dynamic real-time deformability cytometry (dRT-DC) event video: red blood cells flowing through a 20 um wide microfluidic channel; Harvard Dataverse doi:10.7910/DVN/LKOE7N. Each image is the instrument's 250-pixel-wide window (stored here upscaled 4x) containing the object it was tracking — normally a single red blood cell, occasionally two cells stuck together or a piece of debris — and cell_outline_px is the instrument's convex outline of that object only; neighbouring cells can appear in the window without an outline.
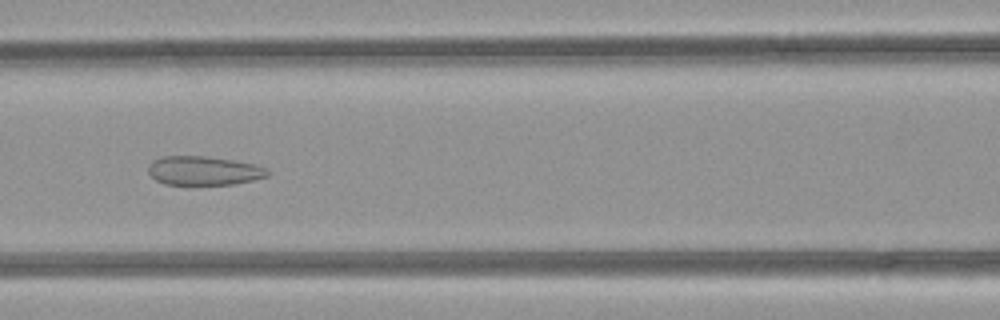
{"species": "common noctule bat (a hibernating species)", "species_latin": "Nyctalus noctula", "temperature_condition": "room temperature", "stored_images_in_passage": 38, "camera_frame_rate_fps": 3000, "um_per_image_px": 0.085, "animal": {"sex": "female", "body_mass_g": 21.9}, "frame": {"image": 1, "passage_image": 12, "time_ms": 3.667, "image_size_px": [1000, 320], "cell_outline_px": [[268, 176], [236, 184], [164, 184], [156, 180], [148, 172], [148, 164], [152, 160], [160, 156], [208, 156], [256, 164], [268, 168]], "centroid_in_image_um": [17.31, 14.49], "position_along_channel_um": 149.3, "area_um2": 20.23}}
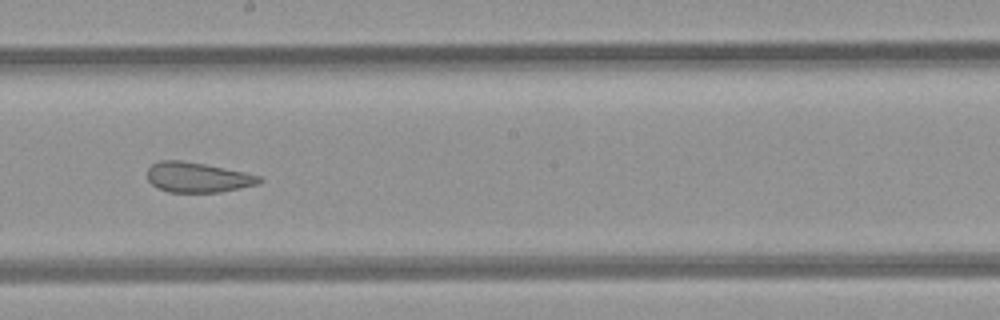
{"frame": {"image": 2, "passage_image": 18, "time_ms": 5.667, "image_size_px": [1000, 320], "cell_outline_px": [[264, 180], [260, 184], [220, 192], [168, 192], [152, 184], [148, 180], [148, 168], [152, 164], [160, 160], [180, 160], [204, 164], [244, 172], [260, 176]], "centroid_in_image_um": [16.82, 15.07], "position_along_channel_um": 231.4, "area_um2": 19.54}}
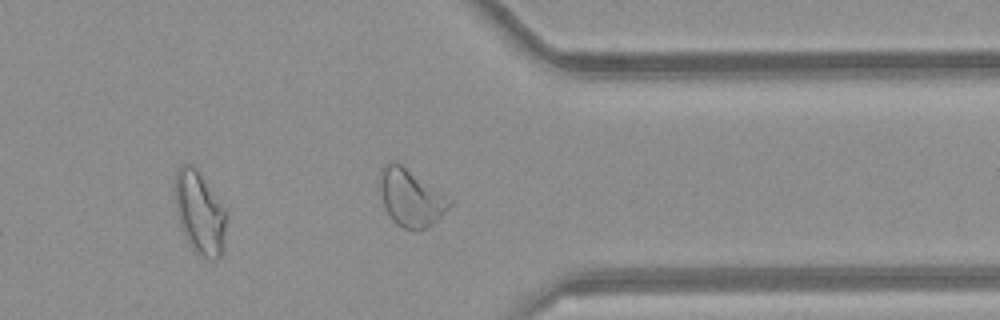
{"frame": {"image": 3, "passage_image": 29, "time_ms": 9.333, "image_size_px": [1000, 320], "cell_outline_px": [[228, 208], [224, 252], [216, 260], [212, 260], [196, 252], [192, 248], [180, 224], [176, 204], [176, 172], [180, 164], [192, 164], [196, 168]], "centroid_in_image_um": [17.06, 18.08], "position_along_channel_um": 394.3, "area_um2": 25.09}, "authors_computed_cell_mechanics": {"area_um2": 22.6865, "velocity_mm_per_s": 4.1136, "shape_relaxation_time_tau1_ms": null, "shape_relaxation_time_tau2_ms": 1.4278, "deformation_change_tau1": null, "deformation_change_tau2": 0.0915}}